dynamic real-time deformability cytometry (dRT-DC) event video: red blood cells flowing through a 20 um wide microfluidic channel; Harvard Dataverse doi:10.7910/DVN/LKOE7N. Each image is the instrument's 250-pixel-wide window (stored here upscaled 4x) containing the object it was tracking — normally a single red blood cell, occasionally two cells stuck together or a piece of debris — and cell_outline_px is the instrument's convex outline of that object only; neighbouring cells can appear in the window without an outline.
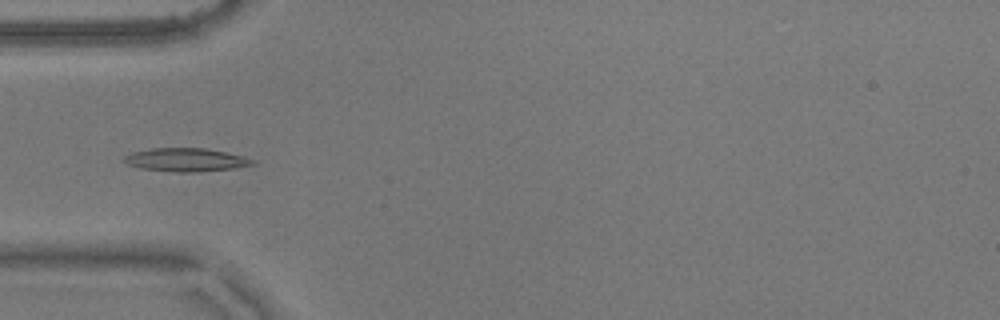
{"species": "common noctule bat (a hibernating species)", "species_latin": "Nyctalus noctula", "temperature_condition": "warm", "stored_images_in_passage": 44, "camera_frame_rate_fps": 3000, "um_per_image_px": 0.085, "animal": {"sex": "male", "body_mass_g": 17.9}, "frame": {"image": 1, "passage_image": 6, "time_ms": 1.667, "image_size_px": [1000, 320], "cell_outline_px": [[256, 164], [236, 168], [192, 172], [176, 172], [140, 168], [128, 164], [124, 160], [124, 156], [132, 152], [152, 148], [204, 148], [224, 152], [240, 156], [252, 160]], "centroid_in_image_um": [15.77, 13.58], "position_along_channel_um": 69.2, "area_um2": 17.17}}
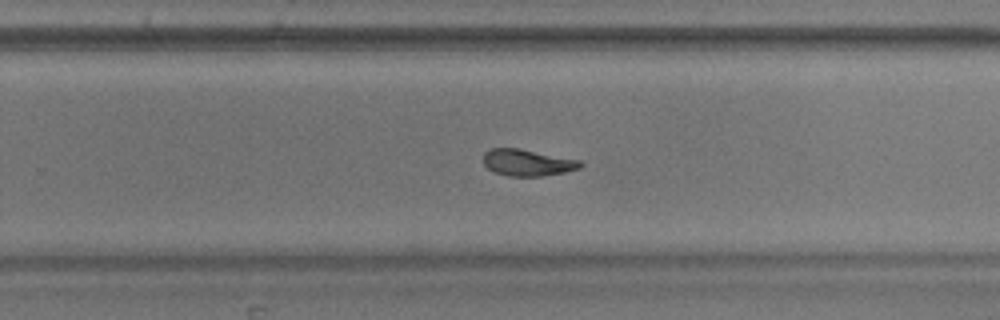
{"frame": {"image": 2, "passage_image": 24, "time_ms": 7.667, "image_size_px": [1000, 320], "cell_outline_px": [[584, 164], [580, 168], [564, 172], [540, 176], [508, 176], [496, 172], [488, 168], [484, 164], [484, 152], [492, 148], [516, 148], [580, 160]], "centroid_in_image_um": [44.84, 13.82], "position_along_channel_um": 285.0, "area_um2": 14.8}}
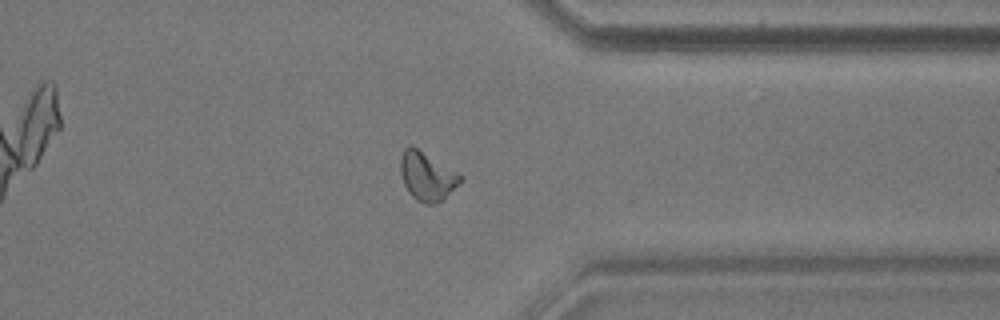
{"frame": {"image": 3, "passage_image": 32, "time_ms": 10.333, "image_size_px": [1000, 320], "cell_outline_px": [[464, 180], [440, 200], [432, 204], [424, 204], [416, 200], [408, 192], [404, 184], [400, 172], [400, 156], [404, 148], [412, 144], [460, 172], [464, 176]], "centroid_in_image_um": [36.31, 14.93], "position_along_channel_um": 375.1, "area_um2": 17.34}, "authors_computed_cell_mechanics": {"area_um2": 15.7794, "velocity_mm_per_s": 3.5884, "shape_relaxation_time_tau1_ms": 5.269, "shape_relaxation_time_tau2_ms": 2.483, "deformation_change_tau1": 0.1828, "deformation_change_tau2": 0.0865}}